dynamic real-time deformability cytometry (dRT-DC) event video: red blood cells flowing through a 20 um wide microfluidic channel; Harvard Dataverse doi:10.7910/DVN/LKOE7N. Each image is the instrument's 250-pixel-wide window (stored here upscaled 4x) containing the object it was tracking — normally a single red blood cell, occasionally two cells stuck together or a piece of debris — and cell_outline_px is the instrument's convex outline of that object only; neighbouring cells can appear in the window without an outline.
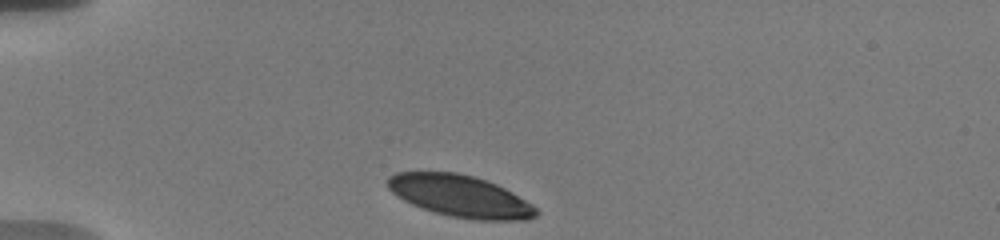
{"species": "human", "species_latin": "Homo sapiens", "temperature_condition": "warm", "stored_images_in_passage": 36, "camera_frame_rate_fps": 3000, "um_per_image_px": 0.085, "donor": {"sex": "male"}, "frame": {"image": 1, "passage_image": 1, "time_ms": 0.0, "image_size_px": [1000, 240], "cell_outline_px": [[540, 212], [536, 216], [528, 220], [472, 220], [432, 212], [412, 204], [396, 196], [388, 188], [388, 176], [396, 172], [456, 172], [472, 176], [496, 184], [512, 192], [532, 204]], "centroid_in_image_um": [39.12, 16.68], "position_along_channel_um": 45.9, "area_um2": 36.18}}
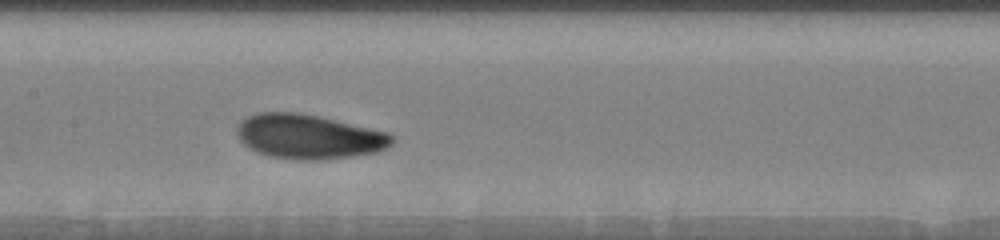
{"frame": {"image": 2, "passage_image": 15, "time_ms": 4.667, "image_size_px": [1000, 240], "cell_outline_px": [[396, 140], [388, 148], [376, 152], [352, 156], [320, 160], [300, 160], [268, 156], [256, 152], [248, 148], [240, 140], [236, 132], [236, 128], [240, 120], [256, 112], [296, 112], [320, 116], [388, 132], [396, 136]], "centroid_in_image_um": [26.25, 11.61], "position_along_channel_um": 181.1, "area_um2": 40.69}}
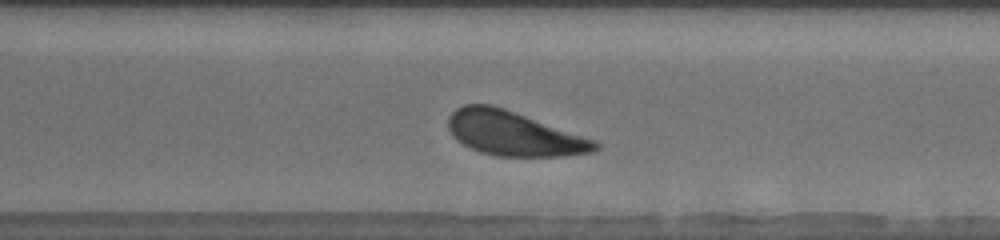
{"frame": {"image": 3, "passage_image": 27, "time_ms": 8.667, "image_size_px": [1000, 240], "cell_outline_px": [[600, 148], [592, 152], [564, 156], [496, 156], [480, 152], [456, 140], [452, 136], [448, 128], [448, 116], [456, 108], [464, 104], [492, 104], [504, 108], [596, 140], [600, 144]], "centroid_in_image_um": [43.66, 11.34], "position_along_channel_um": 326.9, "area_um2": 38.03}, "authors_computed_cell_mechanics": {"area_um2": 39.0439, "velocity_mm_per_s": 3.6574, "shape_relaxation_time_tau1_ms": 2.339, "shape_relaxation_time_tau2_ms": null, "deformation_change_tau1": 0.1059, "deformation_change_tau2": null}}